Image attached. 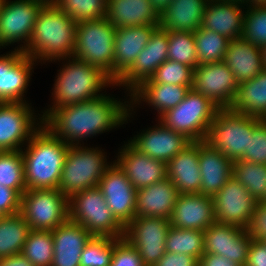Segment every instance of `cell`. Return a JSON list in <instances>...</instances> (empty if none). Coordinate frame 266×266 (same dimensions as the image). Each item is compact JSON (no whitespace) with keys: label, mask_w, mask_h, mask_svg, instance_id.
I'll use <instances>...</instances> for the list:
<instances>
[{"label":"cell","mask_w":266,"mask_h":266,"mask_svg":"<svg viewBox=\"0 0 266 266\" xmlns=\"http://www.w3.org/2000/svg\"><path fill=\"white\" fill-rule=\"evenodd\" d=\"M106 94L87 102L59 107L43 121V125L57 138L73 146L128 123L132 114L137 112L131 110L130 97L128 101Z\"/></svg>","instance_id":"cell-1"},{"label":"cell","mask_w":266,"mask_h":266,"mask_svg":"<svg viewBox=\"0 0 266 266\" xmlns=\"http://www.w3.org/2000/svg\"><path fill=\"white\" fill-rule=\"evenodd\" d=\"M63 62L55 77L52 101L48 109L39 114L44 121L55 109L73 103L87 102L104 96L103 89L116 85L101 68L74 57L56 59ZM66 60V61H65ZM68 60V61H67ZM57 78V79H56ZM106 87V88H105ZM101 92V93H100Z\"/></svg>","instance_id":"cell-2"},{"label":"cell","mask_w":266,"mask_h":266,"mask_svg":"<svg viewBox=\"0 0 266 266\" xmlns=\"http://www.w3.org/2000/svg\"><path fill=\"white\" fill-rule=\"evenodd\" d=\"M77 22L55 3H46L38 14L24 54L38 64L73 57Z\"/></svg>","instance_id":"cell-3"},{"label":"cell","mask_w":266,"mask_h":266,"mask_svg":"<svg viewBox=\"0 0 266 266\" xmlns=\"http://www.w3.org/2000/svg\"><path fill=\"white\" fill-rule=\"evenodd\" d=\"M25 146L21 152L27 190L58 189L70 145L42 125Z\"/></svg>","instance_id":"cell-4"},{"label":"cell","mask_w":266,"mask_h":266,"mask_svg":"<svg viewBox=\"0 0 266 266\" xmlns=\"http://www.w3.org/2000/svg\"><path fill=\"white\" fill-rule=\"evenodd\" d=\"M82 144L70 146L66 153L58 190L67 198L98 186L105 171L113 163L107 161L104 149L84 146V142Z\"/></svg>","instance_id":"cell-5"},{"label":"cell","mask_w":266,"mask_h":266,"mask_svg":"<svg viewBox=\"0 0 266 266\" xmlns=\"http://www.w3.org/2000/svg\"><path fill=\"white\" fill-rule=\"evenodd\" d=\"M219 109L210 99L190 89L179 105L157 119L191 142L206 141L210 125Z\"/></svg>","instance_id":"cell-6"},{"label":"cell","mask_w":266,"mask_h":266,"mask_svg":"<svg viewBox=\"0 0 266 266\" xmlns=\"http://www.w3.org/2000/svg\"><path fill=\"white\" fill-rule=\"evenodd\" d=\"M69 219L82 225L92 236L122 238L124 227L108 207L98 186L68 198Z\"/></svg>","instance_id":"cell-7"},{"label":"cell","mask_w":266,"mask_h":266,"mask_svg":"<svg viewBox=\"0 0 266 266\" xmlns=\"http://www.w3.org/2000/svg\"><path fill=\"white\" fill-rule=\"evenodd\" d=\"M115 34L107 18L77 22L73 57L101 68L114 80Z\"/></svg>","instance_id":"cell-8"},{"label":"cell","mask_w":266,"mask_h":266,"mask_svg":"<svg viewBox=\"0 0 266 266\" xmlns=\"http://www.w3.org/2000/svg\"><path fill=\"white\" fill-rule=\"evenodd\" d=\"M262 120L230 108L219 109L206 142L231 161L240 160L249 148V134Z\"/></svg>","instance_id":"cell-9"},{"label":"cell","mask_w":266,"mask_h":266,"mask_svg":"<svg viewBox=\"0 0 266 266\" xmlns=\"http://www.w3.org/2000/svg\"><path fill=\"white\" fill-rule=\"evenodd\" d=\"M20 214L31 229L52 231L69 219L68 198L58 189L26 190Z\"/></svg>","instance_id":"cell-10"},{"label":"cell","mask_w":266,"mask_h":266,"mask_svg":"<svg viewBox=\"0 0 266 266\" xmlns=\"http://www.w3.org/2000/svg\"><path fill=\"white\" fill-rule=\"evenodd\" d=\"M46 3L43 0H4L0 11V49L23 43L14 49L24 52L38 14Z\"/></svg>","instance_id":"cell-11"},{"label":"cell","mask_w":266,"mask_h":266,"mask_svg":"<svg viewBox=\"0 0 266 266\" xmlns=\"http://www.w3.org/2000/svg\"><path fill=\"white\" fill-rule=\"evenodd\" d=\"M30 105L24 102L0 103V152L21 151L43 125L41 116Z\"/></svg>","instance_id":"cell-12"},{"label":"cell","mask_w":266,"mask_h":266,"mask_svg":"<svg viewBox=\"0 0 266 266\" xmlns=\"http://www.w3.org/2000/svg\"><path fill=\"white\" fill-rule=\"evenodd\" d=\"M169 219L135 217L125 228L124 238L137 250L145 266H154L165 254Z\"/></svg>","instance_id":"cell-13"},{"label":"cell","mask_w":266,"mask_h":266,"mask_svg":"<svg viewBox=\"0 0 266 266\" xmlns=\"http://www.w3.org/2000/svg\"><path fill=\"white\" fill-rule=\"evenodd\" d=\"M215 221L246 229L257 200L233 176L212 196Z\"/></svg>","instance_id":"cell-14"},{"label":"cell","mask_w":266,"mask_h":266,"mask_svg":"<svg viewBox=\"0 0 266 266\" xmlns=\"http://www.w3.org/2000/svg\"><path fill=\"white\" fill-rule=\"evenodd\" d=\"M166 60H168V31L158 26L134 64L115 82V87H123L125 92L128 91L127 97L130 96L144 81L149 80Z\"/></svg>","instance_id":"cell-15"},{"label":"cell","mask_w":266,"mask_h":266,"mask_svg":"<svg viewBox=\"0 0 266 266\" xmlns=\"http://www.w3.org/2000/svg\"><path fill=\"white\" fill-rule=\"evenodd\" d=\"M238 85L224 61L200 64L194 68L192 89L210 99L220 109L230 108Z\"/></svg>","instance_id":"cell-16"},{"label":"cell","mask_w":266,"mask_h":266,"mask_svg":"<svg viewBox=\"0 0 266 266\" xmlns=\"http://www.w3.org/2000/svg\"><path fill=\"white\" fill-rule=\"evenodd\" d=\"M37 63L17 49L0 55V103L29 102L25 100L24 93Z\"/></svg>","instance_id":"cell-17"},{"label":"cell","mask_w":266,"mask_h":266,"mask_svg":"<svg viewBox=\"0 0 266 266\" xmlns=\"http://www.w3.org/2000/svg\"><path fill=\"white\" fill-rule=\"evenodd\" d=\"M98 187L112 214L125 228L135 218L137 190L115 161L105 171Z\"/></svg>","instance_id":"cell-18"},{"label":"cell","mask_w":266,"mask_h":266,"mask_svg":"<svg viewBox=\"0 0 266 266\" xmlns=\"http://www.w3.org/2000/svg\"><path fill=\"white\" fill-rule=\"evenodd\" d=\"M252 238L236 225L213 223L204 231V254H216L245 266Z\"/></svg>","instance_id":"cell-19"},{"label":"cell","mask_w":266,"mask_h":266,"mask_svg":"<svg viewBox=\"0 0 266 266\" xmlns=\"http://www.w3.org/2000/svg\"><path fill=\"white\" fill-rule=\"evenodd\" d=\"M128 142L140 153L165 163L191 143L183 134L171 130L159 120L156 125L143 129L133 139L130 137Z\"/></svg>","instance_id":"cell-20"},{"label":"cell","mask_w":266,"mask_h":266,"mask_svg":"<svg viewBox=\"0 0 266 266\" xmlns=\"http://www.w3.org/2000/svg\"><path fill=\"white\" fill-rule=\"evenodd\" d=\"M114 161L137 190L168 178L167 163L140 153L124 141Z\"/></svg>","instance_id":"cell-21"},{"label":"cell","mask_w":266,"mask_h":266,"mask_svg":"<svg viewBox=\"0 0 266 266\" xmlns=\"http://www.w3.org/2000/svg\"><path fill=\"white\" fill-rule=\"evenodd\" d=\"M169 221L176 228L205 231L216 222L212 196L179 194Z\"/></svg>","instance_id":"cell-22"},{"label":"cell","mask_w":266,"mask_h":266,"mask_svg":"<svg viewBox=\"0 0 266 266\" xmlns=\"http://www.w3.org/2000/svg\"><path fill=\"white\" fill-rule=\"evenodd\" d=\"M245 12L242 0H209L201 27L229 40L238 39L243 34Z\"/></svg>","instance_id":"cell-23"},{"label":"cell","mask_w":266,"mask_h":266,"mask_svg":"<svg viewBox=\"0 0 266 266\" xmlns=\"http://www.w3.org/2000/svg\"><path fill=\"white\" fill-rule=\"evenodd\" d=\"M158 25L116 28L114 39V81L116 82L135 62Z\"/></svg>","instance_id":"cell-24"},{"label":"cell","mask_w":266,"mask_h":266,"mask_svg":"<svg viewBox=\"0 0 266 266\" xmlns=\"http://www.w3.org/2000/svg\"><path fill=\"white\" fill-rule=\"evenodd\" d=\"M52 236L54 257L51 266H80L82 250L93 236L70 219L52 230Z\"/></svg>","instance_id":"cell-25"},{"label":"cell","mask_w":266,"mask_h":266,"mask_svg":"<svg viewBox=\"0 0 266 266\" xmlns=\"http://www.w3.org/2000/svg\"><path fill=\"white\" fill-rule=\"evenodd\" d=\"M178 195L169 178L137 189L135 217L170 219Z\"/></svg>","instance_id":"cell-26"},{"label":"cell","mask_w":266,"mask_h":266,"mask_svg":"<svg viewBox=\"0 0 266 266\" xmlns=\"http://www.w3.org/2000/svg\"><path fill=\"white\" fill-rule=\"evenodd\" d=\"M200 194L213 196L233 176V161L206 141H199Z\"/></svg>","instance_id":"cell-27"},{"label":"cell","mask_w":266,"mask_h":266,"mask_svg":"<svg viewBox=\"0 0 266 266\" xmlns=\"http://www.w3.org/2000/svg\"><path fill=\"white\" fill-rule=\"evenodd\" d=\"M167 174L179 194L200 193L199 141L191 142L167 162Z\"/></svg>","instance_id":"cell-28"},{"label":"cell","mask_w":266,"mask_h":266,"mask_svg":"<svg viewBox=\"0 0 266 266\" xmlns=\"http://www.w3.org/2000/svg\"><path fill=\"white\" fill-rule=\"evenodd\" d=\"M224 62L238 84L251 80L264 69L261 48L243 37L230 40Z\"/></svg>","instance_id":"cell-29"},{"label":"cell","mask_w":266,"mask_h":266,"mask_svg":"<svg viewBox=\"0 0 266 266\" xmlns=\"http://www.w3.org/2000/svg\"><path fill=\"white\" fill-rule=\"evenodd\" d=\"M209 0H172L159 15V27L171 32L197 31Z\"/></svg>","instance_id":"cell-30"},{"label":"cell","mask_w":266,"mask_h":266,"mask_svg":"<svg viewBox=\"0 0 266 266\" xmlns=\"http://www.w3.org/2000/svg\"><path fill=\"white\" fill-rule=\"evenodd\" d=\"M190 89L189 86L182 85L142 83L130 94L131 109L145 102L147 106L157 110L159 115L156 116L159 118L167 110L179 105Z\"/></svg>","instance_id":"cell-31"},{"label":"cell","mask_w":266,"mask_h":266,"mask_svg":"<svg viewBox=\"0 0 266 266\" xmlns=\"http://www.w3.org/2000/svg\"><path fill=\"white\" fill-rule=\"evenodd\" d=\"M106 18L115 28L159 25L150 0H108Z\"/></svg>","instance_id":"cell-32"},{"label":"cell","mask_w":266,"mask_h":266,"mask_svg":"<svg viewBox=\"0 0 266 266\" xmlns=\"http://www.w3.org/2000/svg\"><path fill=\"white\" fill-rule=\"evenodd\" d=\"M230 109L237 113L266 119V70L238 85Z\"/></svg>","instance_id":"cell-33"},{"label":"cell","mask_w":266,"mask_h":266,"mask_svg":"<svg viewBox=\"0 0 266 266\" xmlns=\"http://www.w3.org/2000/svg\"><path fill=\"white\" fill-rule=\"evenodd\" d=\"M30 231L20 213L0 218V259L20 254Z\"/></svg>","instance_id":"cell-34"},{"label":"cell","mask_w":266,"mask_h":266,"mask_svg":"<svg viewBox=\"0 0 266 266\" xmlns=\"http://www.w3.org/2000/svg\"><path fill=\"white\" fill-rule=\"evenodd\" d=\"M165 250L169 253L187 254L198 260L204 254V231L169 227Z\"/></svg>","instance_id":"cell-35"},{"label":"cell","mask_w":266,"mask_h":266,"mask_svg":"<svg viewBox=\"0 0 266 266\" xmlns=\"http://www.w3.org/2000/svg\"><path fill=\"white\" fill-rule=\"evenodd\" d=\"M198 65L223 62L230 40L223 35L200 27L193 33Z\"/></svg>","instance_id":"cell-36"},{"label":"cell","mask_w":266,"mask_h":266,"mask_svg":"<svg viewBox=\"0 0 266 266\" xmlns=\"http://www.w3.org/2000/svg\"><path fill=\"white\" fill-rule=\"evenodd\" d=\"M233 177L258 201L266 193V165L243 160L233 161Z\"/></svg>","instance_id":"cell-37"},{"label":"cell","mask_w":266,"mask_h":266,"mask_svg":"<svg viewBox=\"0 0 266 266\" xmlns=\"http://www.w3.org/2000/svg\"><path fill=\"white\" fill-rule=\"evenodd\" d=\"M21 254L34 266H51L54 257L52 231L31 229Z\"/></svg>","instance_id":"cell-38"},{"label":"cell","mask_w":266,"mask_h":266,"mask_svg":"<svg viewBox=\"0 0 266 266\" xmlns=\"http://www.w3.org/2000/svg\"><path fill=\"white\" fill-rule=\"evenodd\" d=\"M0 185L15 189L20 195L27 190L21 151L0 152Z\"/></svg>","instance_id":"cell-39"},{"label":"cell","mask_w":266,"mask_h":266,"mask_svg":"<svg viewBox=\"0 0 266 266\" xmlns=\"http://www.w3.org/2000/svg\"><path fill=\"white\" fill-rule=\"evenodd\" d=\"M53 3L76 22L107 17L108 0H55Z\"/></svg>","instance_id":"cell-40"},{"label":"cell","mask_w":266,"mask_h":266,"mask_svg":"<svg viewBox=\"0 0 266 266\" xmlns=\"http://www.w3.org/2000/svg\"><path fill=\"white\" fill-rule=\"evenodd\" d=\"M168 59L193 69L198 66L195 38L192 32L168 31Z\"/></svg>","instance_id":"cell-41"},{"label":"cell","mask_w":266,"mask_h":266,"mask_svg":"<svg viewBox=\"0 0 266 266\" xmlns=\"http://www.w3.org/2000/svg\"><path fill=\"white\" fill-rule=\"evenodd\" d=\"M193 71L194 69L190 66L168 59L156 69L149 80L143 83L182 85L192 89Z\"/></svg>","instance_id":"cell-42"},{"label":"cell","mask_w":266,"mask_h":266,"mask_svg":"<svg viewBox=\"0 0 266 266\" xmlns=\"http://www.w3.org/2000/svg\"><path fill=\"white\" fill-rule=\"evenodd\" d=\"M114 252V238L93 236L83 248L80 266H109Z\"/></svg>","instance_id":"cell-43"},{"label":"cell","mask_w":266,"mask_h":266,"mask_svg":"<svg viewBox=\"0 0 266 266\" xmlns=\"http://www.w3.org/2000/svg\"><path fill=\"white\" fill-rule=\"evenodd\" d=\"M242 37L262 48L266 45V7H247Z\"/></svg>","instance_id":"cell-44"},{"label":"cell","mask_w":266,"mask_h":266,"mask_svg":"<svg viewBox=\"0 0 266 266\" xmlns=\"http://www.w3.org/2000/svg\"><path fill=\"white\" fill-rule=\"evenodd\" d=\"M241 160L266 165V119L249 134V148Z\"/></svg>","instance_id":"cell-45"},{"label":"cell","mask_w":266,"mask_h":266,"mask_svg":"<svg viewBox=\"0 0 266 266\" xmlns=\"http://www.w3.org/2000/svg\"><path fill=\"white\" fill-rule=\"evenodd\" d=\"M109 266H145L137 250L124 238H114V252Z\"/></svg>","instance_id":"cell-46"},{"label":"cell","mask_w":266,"mask_h":266,"mask_svg":"<svg viewBox=\"0 0 266 266\" xmlns=\"http://www.w3.org/2000/svg\"><path fill=\"white\" fill-rule=\"evenodd\" d=\"M246 231L254 240L266 239V201L257 202Z\"/></svg>","instance_id":"cell-47"},{"label":"cell","mask_w":266,"mask_h":266,"mask_svg":"<svg viewBox=\"0 0 266 266\" xmlns=\"http://www.w3.org/2000/svg\"><path fill=\"white\" fill-rule=\"evenodd\" d=\"M21 195L15 190L0 185V211L4 215L20 213Z\"/></svg>","instance_id":"cell-48"},{"label":"cell","mask_w":266,"mask_h":266,"mask_svg":"<svg viewBox=\"0 0 266 266\" xmlns=\"http://www.w3.org/2000/svg\"><path fill=\"white\" fill-rule=\"evenodd\" d=\"M154 266H199V260L187 254L165 252Z\"/></svg>","instance_id":"cell-49"},{"label":"cell","mask_w":266,"mask_h":266,"mask_svg":"<svg viewBox=\"0 0 266 266\" xmlns=\"http://www.w3.org/2000/svg\"><path fill=\"white\" fill-rule=\"evenodd\" d=\"M245 266H266V245L261 240H252Z\"/></svg>","instance_id":"cell-50"},{"label":"cell","mask_w":266,"mask_h":266,"mask_svg":"<svg viewBox=\"0 0 266 266\" xmlns=\"http://www.w3.org/2000/svg\"><path fill=\"white\" fill-rule=\"evenodd\" d=\"M199 266H241L240 264L216 254H203Z\"/></svg>","instance_id":"cell-51"},{"label":"cell","mask_w":266,"mask_h":266,"mask_svg":"<svg viewBox=\"0 0 266 266\" xmlns=\"http://www.w3.org/2000/svg\"><path fill=\"white\" fill-rule=\"evenodd\" d=\"M0 266H34L23 254L0 259Z\"/></svg>","instance_id":"cell-52"},{"label":"cell","mask_w":266,"mask_h":266,"mask_svg":"<svg viewBox=\"0 0 266 266\" xmlns=\"http://www.w3.org/2000/svg\"><path fill=\"white\" fill-rule=\"evenodd\" d=\"M152 7L160 15L172 2V0H150Z\"/></svg>","instance_id":"cell-53"},{"label":"cell","mask_w":266,"mask_h":266,"mask_svg":"<svg viewBox=\"0 0 266 266\" xmlns=\"http://www.w3.org/2000/svg\"><path fill=\"white\" fill-rule=\"evenodd\" d=\"M246 7H266V0H242Z\"/></svg>","instance_id":"cell-54"},{"label":"cell","mask_w":266,"mask_h":266,"mask_svg":"<svg viewBox=\"0 0 266 266\" xmlns=\"http://www.w3.org/2000/svg\"><path fill=\"white\" fill-rule=\"evenodd\" d=\"M261 50H262L263 66L264 70H266V45L263 46Z\"/></svg>","instance_id":"cell-55"},{"label":"cell","mask_w":266,"mask_h":266,"mask_svg":"<svg viewBox=\"0 0 266 266\" xmlns=\"http://www.w3.org/2000/svg\"><path fill=\"white\" fill-rule=\"evenodd\" d=\"M43 1H45L47 3H53L55 0H43Z\"/></svg>","instance_id":"cell-56"},{"label":"cell","mask_w":266,"mask_h":266,"mask_svg":"<svg viewBox=\"0 0 266 266\" xmlns=\"http://www.w3.org/2000/svg\"><path fill=\"white\" fill-rule=\"evenodd\" d=\"M3 1H4V0H0V11H1V7H2V5H3Z\"/></svg>","instance_id":"cell-57"},{"label":"cell","mask_w":266,"mask_h":266,"mask_svg":"<svg viewBox=\"0 0 266 266\" xmlns=\"http://www.w3.org/2000/svg\"><path fill=\"white\" fill-rule=\"evenodd\" d=\"M3 216L5 215L0 211V218H2Z\"/></svg>","instance_id":"cell-58"},{"label":"cell","mask_w":266,"mask_h":266,"mask_svg":"<svg viewBox=\"0 0 266 266\" xmlns=\"http://www.w3.org/2000/svg\"><path fill=\"white\" fill-rule=\"evenodd\" d=\"M261 201H266V193H265L264 198Z\"/></svg>","instance_id":"cell-59"}]
</instances>
